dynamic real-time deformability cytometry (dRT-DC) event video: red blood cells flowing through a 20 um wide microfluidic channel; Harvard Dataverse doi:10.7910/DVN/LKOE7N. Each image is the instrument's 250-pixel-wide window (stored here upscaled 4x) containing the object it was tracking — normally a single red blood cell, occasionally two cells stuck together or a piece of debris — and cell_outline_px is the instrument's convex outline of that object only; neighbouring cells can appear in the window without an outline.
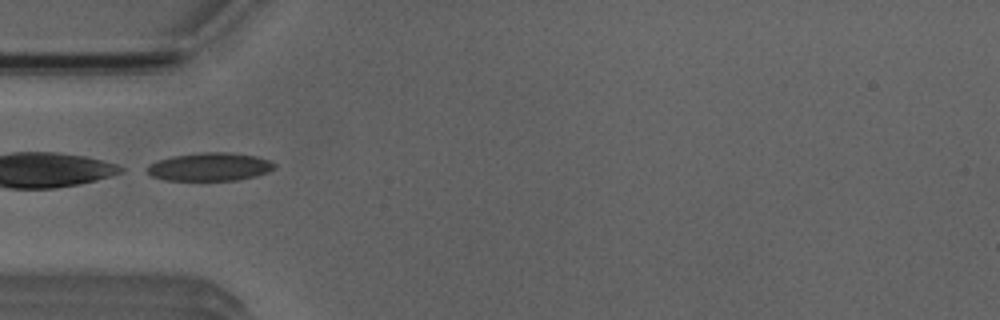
{"species": "Egyptian fruit bat (a non-hibernating species)", "species_latin": "Rousettus aegyptiacus", "temperature_condition": "room temperature", "stored_images_in_passage": 3, "camera_frame_rate_fps": 3000, "um_per_image_px": 0.085, "animal": {"sex": "male"}, "frame": {"image": 1, "passage_image": 3, "time_ms": 2.333, "image_size_px": [1000, 320], "cell_outline_px": [[276, 168], [268, 172], [256, 176], [236, 180], [164, 180], [152, 176], [140, 168], [156, 160], [172, 156], [204, 152], [232, 152], [256, 156], [272, 160], [276, 164]], "centroid_in_image_um": [17.8, 14.17], "position_along_channel_um": 67.2, "area_um2": 21.39}}